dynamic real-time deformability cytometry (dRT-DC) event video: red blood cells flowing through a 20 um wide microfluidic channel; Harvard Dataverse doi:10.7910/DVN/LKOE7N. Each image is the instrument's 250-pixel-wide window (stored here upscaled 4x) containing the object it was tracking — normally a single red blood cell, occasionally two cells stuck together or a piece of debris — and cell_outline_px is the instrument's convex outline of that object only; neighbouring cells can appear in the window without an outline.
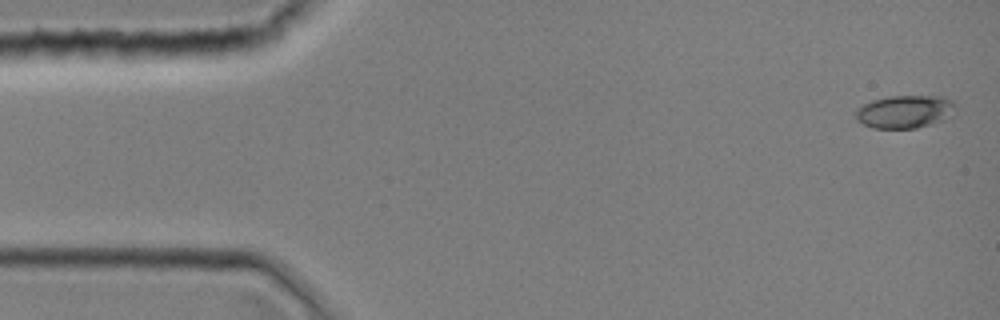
{"species": "common noctule bat (a hibernating species)", "species_latin": "Nyctalus noctula", "temperature_condition": "room temperature", "stored_images_in_passage": 6, "camera_frame_rate_fps": 3000, "um_per_image_px": 0.085, "animal": {"sex": "female", "body_mass_g": 19.0, "forearm_length_mm": 51.5}, "frame": {"image": 1, "passage_image": 1, "time_ms": 0.0, "image_size_px": [1000, 320], "cell_outline_px": [[956, 104], [944, 120], [916, 128], [872, 128], [856, 120], [856, 108], [872, 100], [892, 96], [944, 96], [952, 100]], "centroid_in_image_um": [76.87, 9.48], "position_along_channel_um": 8.1, "area_um2": 18.96}}